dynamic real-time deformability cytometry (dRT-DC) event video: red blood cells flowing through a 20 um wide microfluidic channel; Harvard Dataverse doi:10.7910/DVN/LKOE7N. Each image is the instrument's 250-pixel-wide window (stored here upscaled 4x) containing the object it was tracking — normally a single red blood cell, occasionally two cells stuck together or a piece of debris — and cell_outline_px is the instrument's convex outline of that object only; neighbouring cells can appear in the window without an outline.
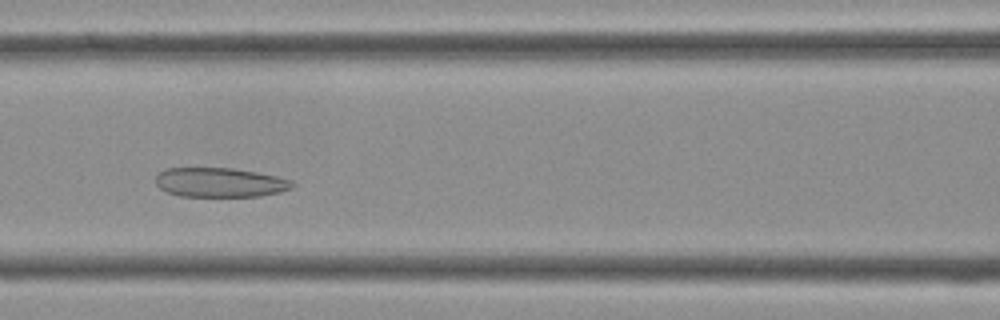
{"species": "Egyptian fruit bat (a non-hibernating species)", "species_latin": "Rousettus aegyptiacus", "temperature_condition": "cold", "stored_images_in_passage": 34, "camera_frame_rate_fps": 3000, "um_per_image_px": 0.085, "frame": {"image": 1, "passage_image": 9, "time_ms": 2.667, "image_size_px": [1000, 320], "cell_outline_px": [[296, 184], [292, 188], [280, 192], [260, 196], [180, 196], [168, 192], [160, 188], [156, 184], [156, 176], [164, 168], [232, 168], [256, 172], [276, 176], [292, 180]], "centroid_in_image_um": [18.71, 15.5], "position_along_channel_um": 147.9, "area_um2": 23.41}}
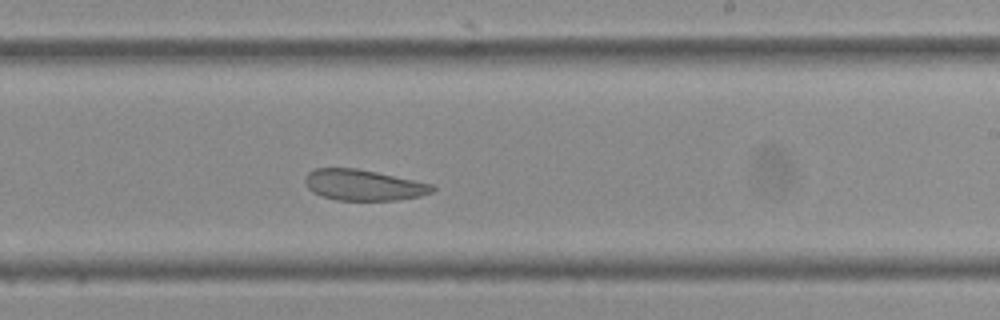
{"frame": {"image": 2, "passage_image": 16, "time_ms": 5.0, "image_size_px": [1000, 320], "cell_outline_px": [[436, 188], [432, 192], [420, 196], [396, 200], [336, 200], [312, 192], [308, 188], [304, 180], [304, 176], [308, 172], [316, 168], [356, 168], [376, 172], [432, 184]], "centroid_in_image_um": [30.87, 15.73], "position_along_channel_um": 258.1, "area_um2": 22.77}}
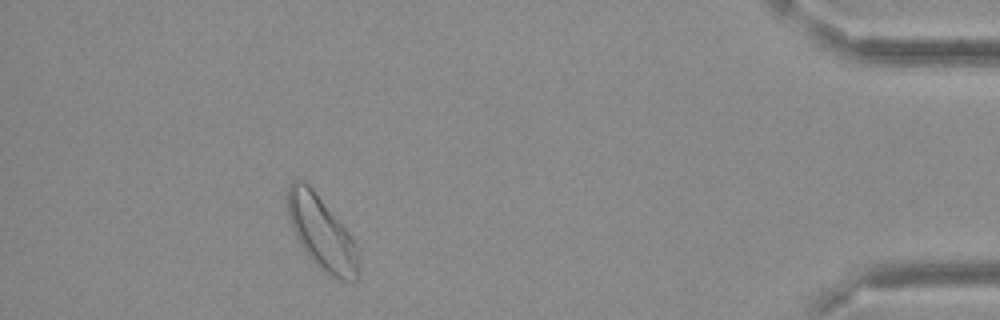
{"frame": {"image": 3, "passage_image": 29, "time_ms": 9.333, "image_size_px": [1000, 320], "cell_outline_px": [[360, 268], [356, 280], [352, 284], [340, 280], [332, 276], [320, 268], [312, 260], [300, 244], [292, 228], [288, 216], [288, 188], [292, 180], [300, 180], [308, 184], [312, 188], [348, 232], [356, 244]], "centroid_in_image_um": [27.36, 19.84], "position_along_channel_um": 407.8, "area_um2": 29.94}}